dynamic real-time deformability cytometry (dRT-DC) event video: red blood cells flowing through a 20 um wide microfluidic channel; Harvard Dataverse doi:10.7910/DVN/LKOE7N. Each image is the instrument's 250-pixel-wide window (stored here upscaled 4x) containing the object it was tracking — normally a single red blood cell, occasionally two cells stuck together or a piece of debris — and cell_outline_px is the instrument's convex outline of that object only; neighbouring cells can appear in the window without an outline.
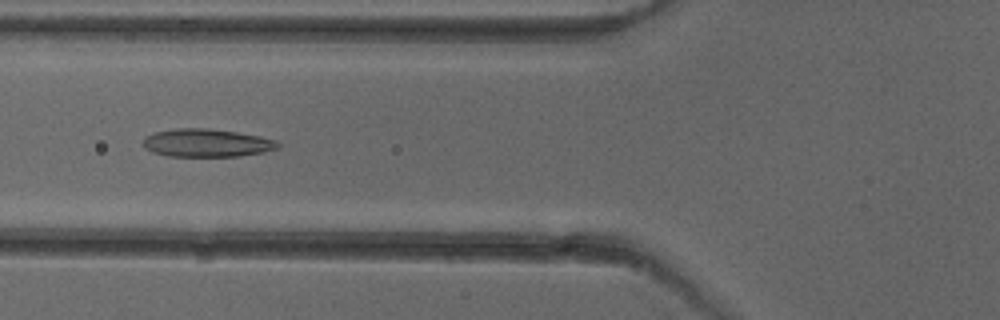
{"species": "common noctule bat (a hibernating species)", "species_latin": "Nyctalus noctula", "temperature_condition": "cold", "stored_images_in_passage": 39, "camera_frame_rate_fps": 3000, "um_per_image_px": 0.085, "animal": {"sex": "female"}, "frame": {"image": 1, "passage_image": 7, "time_ms": 2.0, "image_size_px": [1000, 320], "cell_outline_px": [[280, 144], [276, 148], [264, 152], [240, 156], [168, 156], [152, 152], [144, 148], [144, 136], [156, 132], [176, 128], [208, 128], [236, 132], [260, 136], [276, 140]], "centroid_in_image_um": [17.56, 12.15], "position_along_channel_um": 108.2, "area_um2": 21.96}}
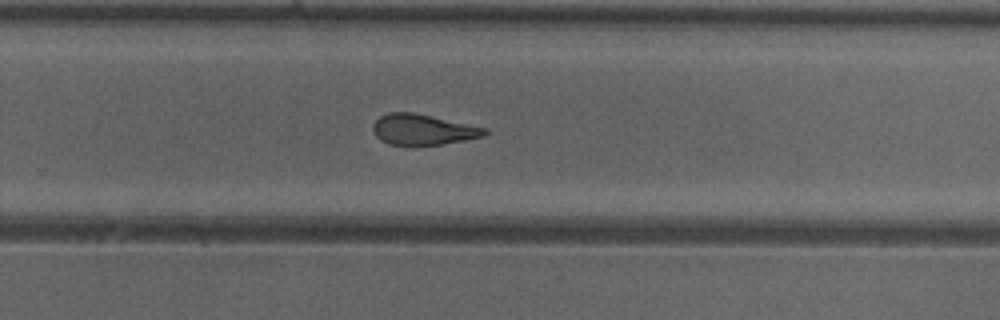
{"frame": {"image": 2, "passage_image": 21, "time_ms": 6.667, "image_size_px": [1000, 320], "cell_outline_px": [[488, 132], [484, 136], [464, 140], [440, 144], [408, 148], [388, 144], [380, 140], [376, 136], [372, 128], [372, 124], [380, 116], [388, 112], [412, 112], [488, 128]], "centroid_in_image_um": [35.9, 11.05], "position_along_channel_um": 293.9, "area_um2": 20.46}}
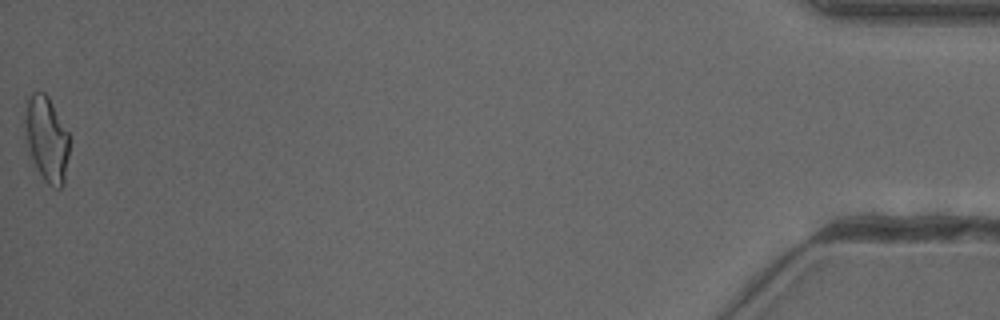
{"frame": {"image": 3, "passage_image": 39, "time_ms": 12.667, "image_size_px": [1000, 320], "cell_outline_px": [[68, 156], [64, 184], [60, 188], [52, 188], [44, 180], [24, 140], [20, 124], [24, 100], [32, 92], [44, 92], [48, 96], [68, 132]], "centroid_in_image_um": [3.87, 11.72], "position_along_channel_um": 431.3, "area_um2": 22.77}, "authors_computed_cell_mechanics": {"area_um2": 20.9236, "velocity_mm_per_s": 3.9773, "shape_relaxation_time_tau1_ms": 7.6804, "shape_relaxation_time_tau2_ms": 2.4074, "deformation_change_tau1": 0.2218, "deformation_change_tau2": 0.1126}}